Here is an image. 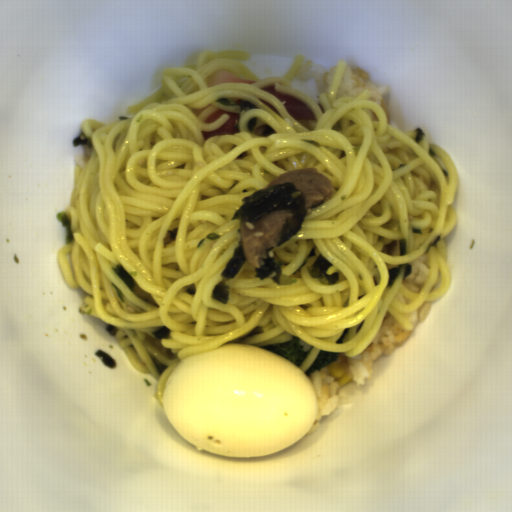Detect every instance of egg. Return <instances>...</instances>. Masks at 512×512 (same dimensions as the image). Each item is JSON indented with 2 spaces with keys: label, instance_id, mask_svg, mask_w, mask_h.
Here are the masks:
<instances>
[{
  "label": "egg",
  "instance_id": "1",
  "mask_svg": "<svg viewBox=\"0 0 512 512\" xmlns=\"http://www.w3.org/2000/svg\"><path fill=\"white\" fill-rule=\"evenodd\" d=\"M163 413L180 437L218 456L267 457L307 436L320 405L304 368L254 344H228L180 361Z\"/></svg>",
  "mask_w": 512,
  "mask_h": 512
}]
</instances>
